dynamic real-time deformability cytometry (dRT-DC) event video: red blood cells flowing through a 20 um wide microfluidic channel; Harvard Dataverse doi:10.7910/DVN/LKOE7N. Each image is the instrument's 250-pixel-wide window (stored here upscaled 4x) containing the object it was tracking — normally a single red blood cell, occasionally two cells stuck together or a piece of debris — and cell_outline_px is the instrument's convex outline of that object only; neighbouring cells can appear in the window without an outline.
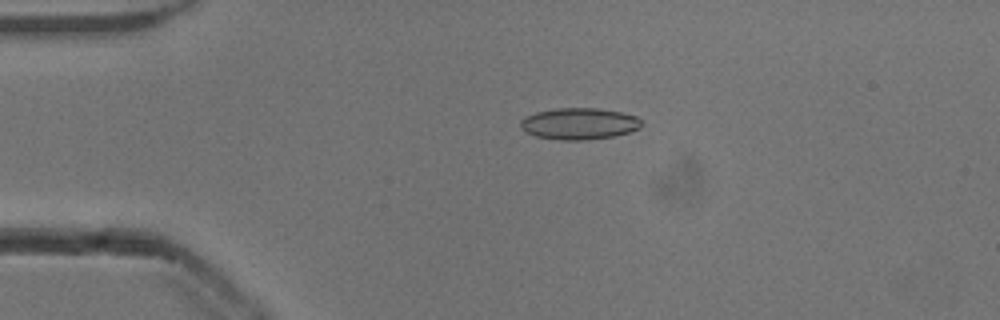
{"species": "common noctule bat (a hibernating species)", "species_latin": "Nyctalus noctula", "temperature_condition": "cold", "stored_images_in_passage": 49, "camera_frame_rate_fps": 3000, "um_per_image_px": 0.085, "animal": {"sex": "male", "body_mass_g": 13.3}, "frame": {"image": 1, "passage_image": 8, "time_ms": 2.333, "image_size_px": [1000, 320], "cell_outline_px": [[644, 124], [640, 128], [628, 132], [612, 136], [588, 140], [560, 140], [536, 136], [524, 132], [520, 128], [520, 120], [524, 116], [536, 112], [556, 108], [600, 108], [620, 112], [636, 116]], "centroid_in_image_um": [49.2, 10.51], "position_along_channel_um": 35.8, "area_um2": 22.43}}
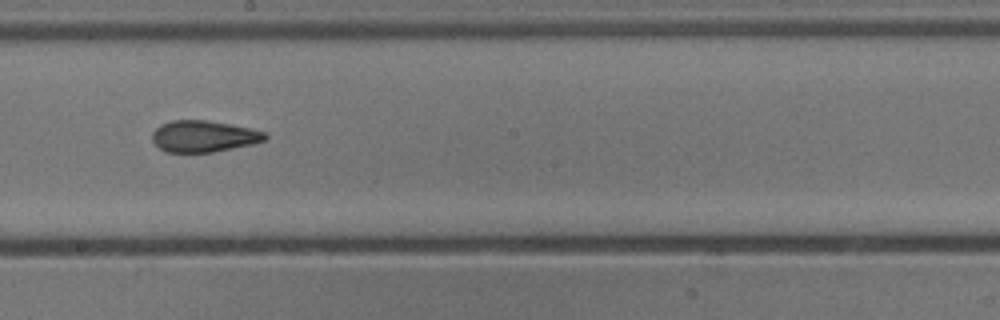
{"frame": {"image": 2, "passage_image": 26, "time_ms": 8.333, "image_size_px": [1000, 320], "cell_outline_px": [[268, 136], [264, 140], [252, 144], [212, 152], [168, 152], [160, 148], [152, 140], [152, 132], [160, 124], [172, 120], [208, 120], [232, 124], [252, 128], [264, 132]], "centroid_in_image_um": [17.31, 11.57], "position_along_channel_um": 230.9, "area_um2": 20.69}}
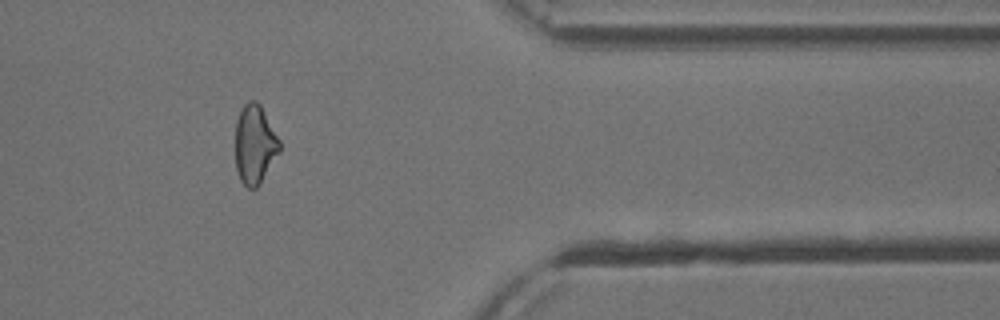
{"frame": {"image": 3, "passage_image": 40, "time_ms": 13.0, "image_size_px": [1000, 320], "cell_outline_px": [[280, 152], [260, 184], [256, 188], [248, 188], [240, 180], [236, 168], [236, 120], [244, 104], [248, 100], [256, 100], [260, 104], [280, 140]], "centroid_in_image_um": [21.66, 12.28], "position_along_channel_um": 389.7, "area_um2": 20.4}, "authors_computed_cell_mechanics": {"area_um2": 20.9814, "velocity_mm_per_s": 3.8789, "shape_relaxation_time_tau1_ms": null, "shape_relaxation_time_tau2_ms": 2.0585, "deformation_change_tau1": null, "deformation_change_tau2": 0.0934}}